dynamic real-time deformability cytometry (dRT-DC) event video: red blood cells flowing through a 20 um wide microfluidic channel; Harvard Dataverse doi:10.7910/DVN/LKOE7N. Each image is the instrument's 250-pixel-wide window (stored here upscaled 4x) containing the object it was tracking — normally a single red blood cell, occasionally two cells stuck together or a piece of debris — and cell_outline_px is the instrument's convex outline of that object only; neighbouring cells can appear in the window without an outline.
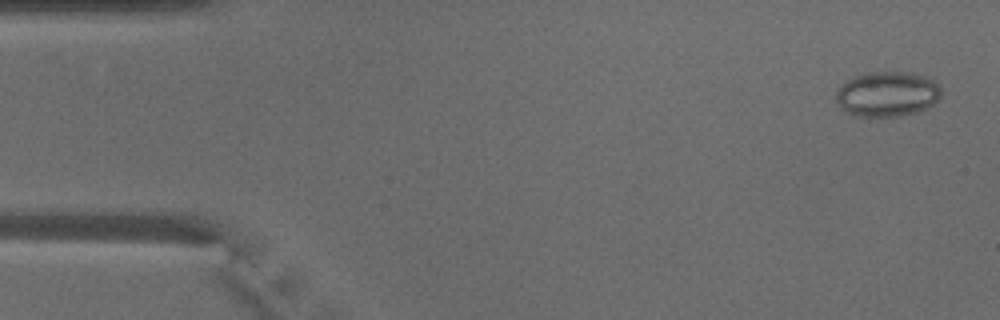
{"species": "common noctule bat (a hibernating species)", "species_latin": "Nyctalus noctula", "temperature_condition": "warm", "stored_images_in_passage": 47, "camera_frame_rate_fps": 3000, "um_per_image_px": 0.085, "animal": {"sex": "male", "body_mass_g": 18.8}, "frame": {"image": 1, "passage_image": 2, "time_ms": 0.333, "image_size_px": [1000, 320], "cell_outline_px": [[940, 100], [916, 112], [896, 116], [856, 116], [840, 108], [836, 100], [836, 92], [852, 76], [868, 72], [916, 72], [928, 76], [940, 88]], "centroid_in_image_um": [75.42, 7.97], "position_along_channel_um": 9.6, "area_um2": 27.57}}
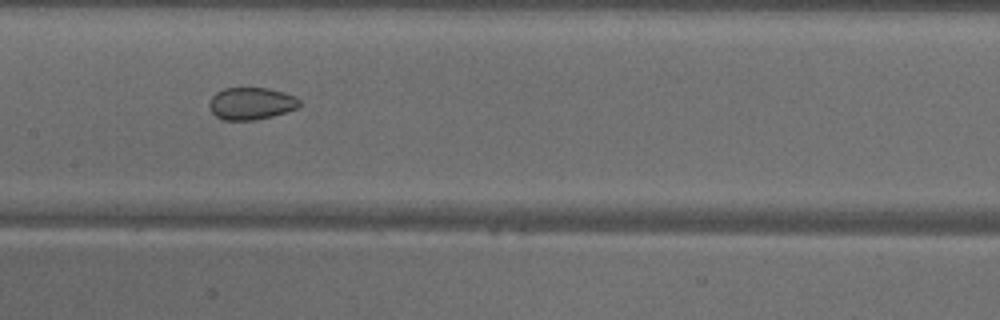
{"frame": {"image": 2, "passage_image": 23, "time_ms": 7.333, "image_size_px": [1000, 320], "cell_outline_px": [[300, 108], [272, 116], [252, 120], [224, 120], [216, 116], [212, 112], [208, 104], [212, 96], [216, 92], [224, 88], [268, 88], [284, 92], [296, 96], [300, 100]], "centroid_in_image_um": [21.37, 8.79], "position_along_channel_um": 186.0, "area_um2": 17.05}}
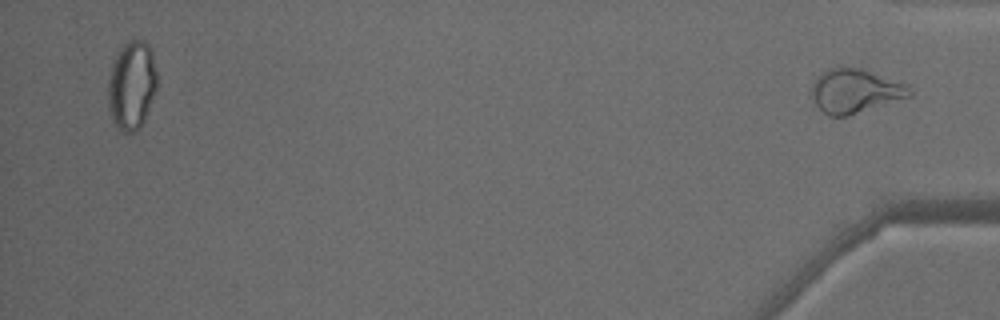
{"frame": {"image": 3, "passage_image": 47, "time_ms": 15.333, "image_size_px": [1000, 320], "cell_outline_px": [[912, 92], [908, 96], [848, 116], [828, 116], [812, 100], [812, 84], [828, 68], [860, 68], [904, 84]], "centroid_in_image_um": [72.62, 7.75], "position_along_channel_um": 362.6, "area_um2": 24.16}, "authors_computed_cell_mechanics": {"area_um2": 21.5594, "velocity_mm_per_s": 4.0989, "shape_relaxation_time_tau1_ms": null, "shape_relaxation_time_tau2_ms": 2.6153, "deformation_change_tau1": null, "deformation_change_tau2": 0.0625}}